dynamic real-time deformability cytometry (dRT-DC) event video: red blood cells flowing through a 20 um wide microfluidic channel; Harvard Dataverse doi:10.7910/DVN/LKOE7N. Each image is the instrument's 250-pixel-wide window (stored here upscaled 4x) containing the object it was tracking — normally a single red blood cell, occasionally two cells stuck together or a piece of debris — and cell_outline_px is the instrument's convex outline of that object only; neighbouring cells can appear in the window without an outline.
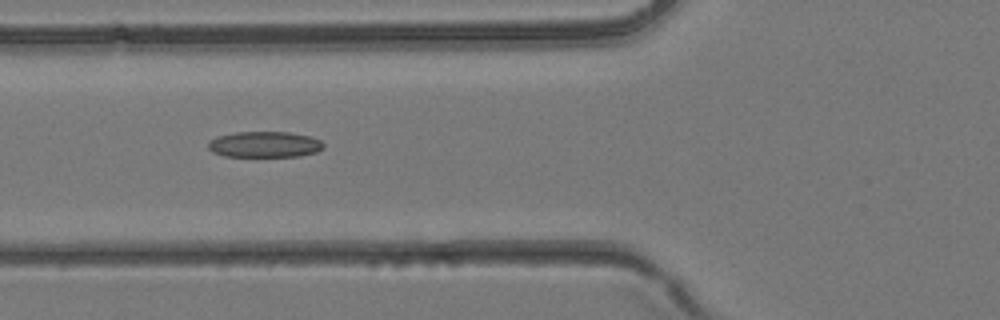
{"species": "common noctule bat (a hibernating species)", "species_latin": "Nyctalus noctula", "temperature_condition": "room temperature", "stored_images_in_passage": 39, "camera_frame_rate_fps": 3000, "um_per_image_px": 0.085, "animal": {"sex": "female", "body_mass_g": 24.6, "forearm_length_mm": 56.2}, "frame": {"image": 1, "passage_image": 15, "time_ms": 4.667, "image_size_px": [1000, 320], "cell_outline_px": [[324, 148], [316, 152], [300, 156], [224, 156], [212, 152], [208, 148], [208, 140], [216, 136], [236, 132], [288, 132], [312, 136], [320, 140], [324, 144]], "centroid_in_image_um": [22.48, 12.27], "position_along_channel_um": 103.3, "area_um2": 17.57}}
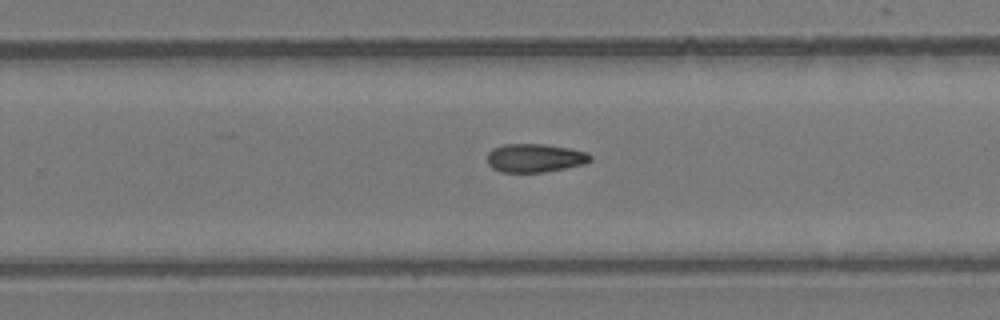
{"frame": {"image": 2, "passage_image": 25, "time_ms": 8.0, "image_size_px": [1000, 320], "cell_outline_px": [[592, 160], [584, 164], [544, 172], [500, 172], [492, 168], [488, 164], [488, 152], [492, 148], [504, 144], [544, 144], [568, 148], [588, 152], [592, 156]], "centroid_in_image_um": [45.46, 13.42], "position_along_channel_um": 284.3, "area_um2": 17.17}}
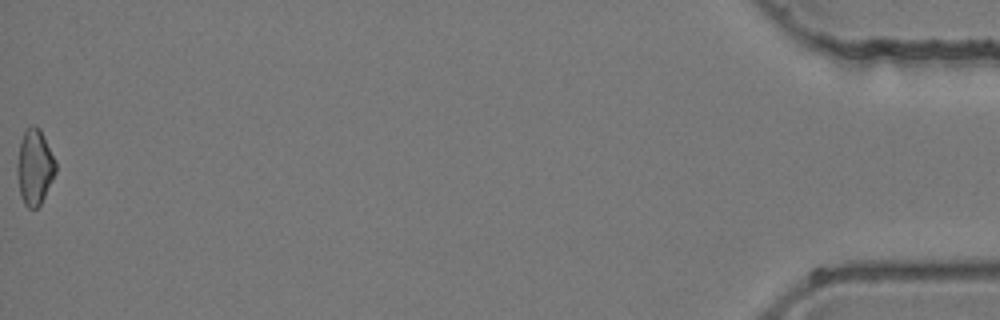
{"frame": {"image": 3, "passage_image": 39, "time_ms": 12.667, "image_size_px": [1000, 320], "cell_outline_px": [[56, 172], [40, 204], [36, 208], [28, 208], [24, 204], [20, 196], [16, 172], [16, 168], [20, 144], [24, 132], [28, 128], [40, 128], [56, 160]], "centroid_in_image_um": [2.94, 14.23], "position_along_channel_um": 432.3, "area_um2": 16.76}}